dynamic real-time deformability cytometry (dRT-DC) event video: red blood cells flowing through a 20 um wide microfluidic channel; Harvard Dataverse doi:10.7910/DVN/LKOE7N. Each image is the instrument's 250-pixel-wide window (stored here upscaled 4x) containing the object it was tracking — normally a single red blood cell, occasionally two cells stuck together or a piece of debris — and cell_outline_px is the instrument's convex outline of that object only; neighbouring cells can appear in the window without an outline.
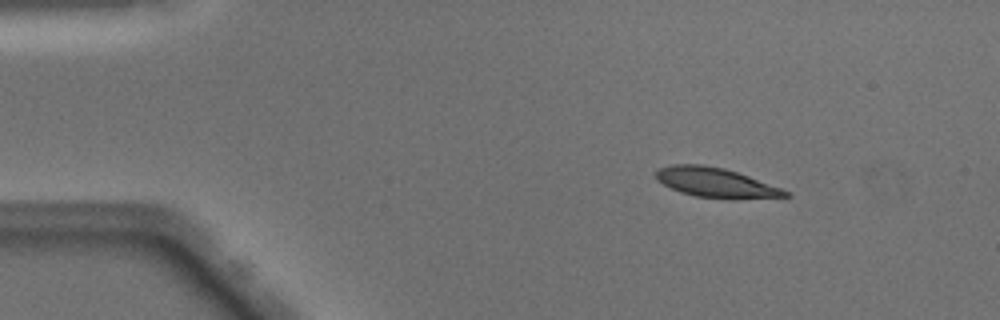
{"species": "Egyptian fruit bat (a non-hibernating species)", "species_latin": "Rousettus aegyptiacus", "temperature_condition": "warm", "stored_images_in_passage": 49, "camera_frame_rate_fps": 3000, "um_per_image_px": 0.085, "animal": {"sex": "male"}, "frame": {"image": 1, "passage_image": 6, "time_ms": 1.667, "image_size_px": [1000, 320], "cell_outline_px": [[792, 196], [696, 196], [680, 192], [656, 180], [656, 168], [672, 164], [704, 164], [724, 168], [748, 176], [792, 192]], "centroid_in_image_um": [60.72, 15.45], "position_along_channel_um": 24.3, "area_um2": 21.21}}
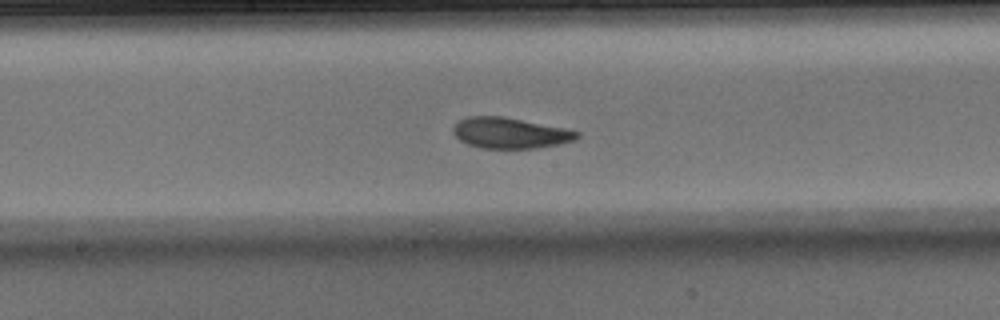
{"frame": {"image": 2, "passage_image": 25, "time_ms": 8.0, "image_size_px": [1000, 320], "cell_outline_px": [[580, 136], [576, 140], [536, 148], [480, 148], [468, 144], [460, 140], [452, 132], [452, 128], [460, 120], [468, 116], [504, 116], [564, 128], [580, 132]], "centroid_in_image_um": [43.35, 11.3], "position_along_channel_um": 204.9, "area_um2": 22.14}}
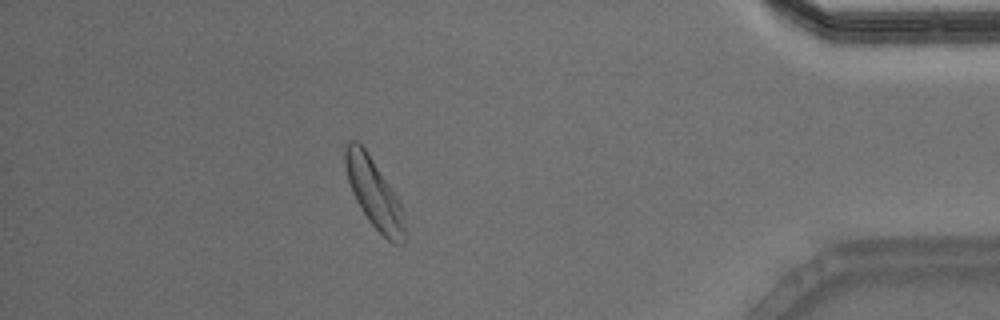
{"frame": {"image": 3, "passage_image": 43, "time_ms": 14.0, "image_size_px": [1000, 320], "cell_outline_px": [[404, 240], [400, 244], [392, 244], [368, 220], [356, 200], [352, 192], [348, 180], [344, 164], [344, 152], [348, 140], [356, 140], [368, 152], [396, 196], [400, 204], [404, 228]], "centroid_in_image_um": [31.75, 16.39], "position_along_channel_um": 403.5, "area_um2": 23.35}, "authors_computed_cell_mechanics": {"area_um2": 22.7732, "velocity_mm_per_s": 4.0246, "shape_relaxation_time_tau1_ms": 2.9478, "shape_relaxation_time_tau2_ms": 1.9292, "deformation_change_tau1": 0.1375, "deformation_change_tau2": 0.0749}}